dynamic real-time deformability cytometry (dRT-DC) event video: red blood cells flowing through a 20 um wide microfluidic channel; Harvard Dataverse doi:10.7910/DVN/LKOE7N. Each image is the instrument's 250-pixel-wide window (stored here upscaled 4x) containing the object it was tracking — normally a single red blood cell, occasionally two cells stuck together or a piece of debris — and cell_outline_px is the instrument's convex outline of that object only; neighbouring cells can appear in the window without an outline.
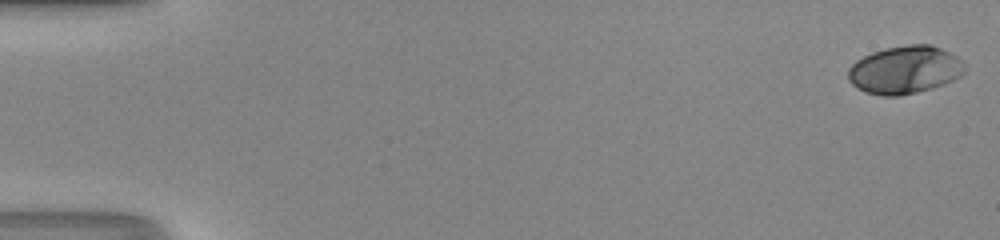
{"species": "human", "species_latin": "Homo sapiens", "temperature_condition": "room temperature", "stored_images_in_passage": 51, "camera_frame_rate_fps": 3000, "um_per_image_px": 0.085, "donor": {"sex": "male"}, "frame": {"image": 1, "passage_image": 1, "time_ms": 0.0, "image_size_px": [1000, 240], "cell_outline_px": [[964, 72], [960, 76], [944, 84], [932, 88], [900, 96], [884, 96], [864, 92], [856, 88], [848, 80], [848, 68], [856, 60], [872, 52], [884, 48], [908, 44], [932, 44], [956, 56], [964, 64]], "centroid_in_image_um": [76.87, 5.94], "position_along_channel_um": 8.1, "area_um2": 32.6}}
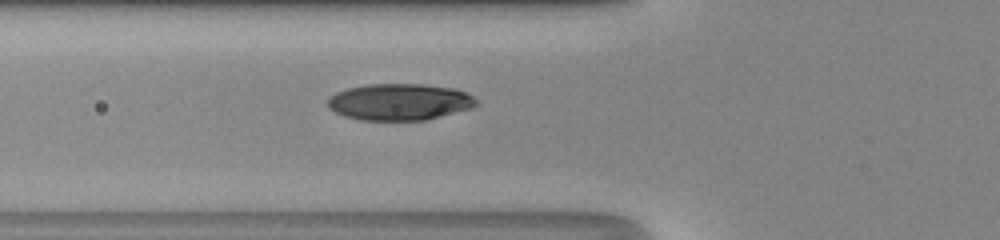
{"frame": {"image": 2, "passage_image": 20, "time_ms": 6.333, "image_size_px": [1000, 240], "cell_outline_px": [[480, 104], [472, 108], [424, 120], [360, 120], [344, 116], [328, 108], [328, 96], [336, 92], [348, 88], [368, 84], [420, 84], [452, 88], [468, 92]], "centroid_in_image_um": [33.95, 8.66], "position_along_channel_um": 91.8, "area_um2": 31.73}}
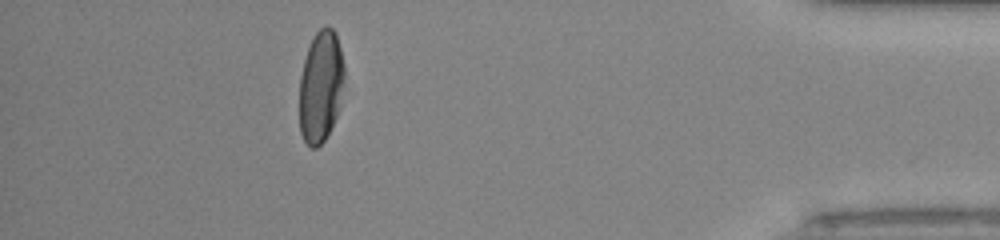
{"frame": {"image": 3, "passage_image": 46, "time_ms": 15.0, "image_size_px": [1000, 240], "cell_outline_px": [[344, 84], [336, 116], [324, 140], [316, 148], [312, 148], [304, 140], [300, 132], [300, 76], [304, 60], [308, 48], [316, 32], [324, 24], [328, 24], [336, 32], [344, 64]], "centroid_in_image_um": [27.27, 7.3], "position_along_channel_um": 407.9, "area_um2": 29.19}, "authors_computed_cell_mechanics": {"area_um2": 31.6166, "velocity_mm_per_s": 4.2136, "shape_relaxation_time_tau1_ms": 3.8659, "shape_relaxation_time_tau2_ms": 0.9301, "deformation_change_tau1": 0.1837, "deformation_change_tau2": 0.0481}}